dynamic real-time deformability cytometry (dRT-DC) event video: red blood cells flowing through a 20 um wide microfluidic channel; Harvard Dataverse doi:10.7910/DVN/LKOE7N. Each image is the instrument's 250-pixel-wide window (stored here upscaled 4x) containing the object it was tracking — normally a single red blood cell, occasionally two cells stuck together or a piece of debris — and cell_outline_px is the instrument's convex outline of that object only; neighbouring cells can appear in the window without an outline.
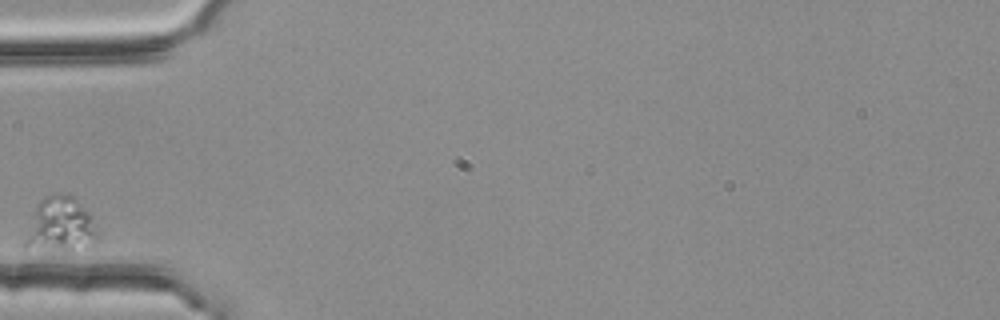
{"species": "common noctule bat (a hibernating species)", "species_latin": "Nyctalus noctula", "temperature_condition": "room temperature", "stored_images_in_passage": 1, "camera_frame_rate_fps": 3000, "um_per_image_px": 0.085, "animal": {"sex": "female", "body_mass_g": 25.1}, "frame": {"image": 1, "passage_image": 1, "time_ms": 0.0, "image_size_px": [1000, 320], "cell_outline_px": [[96, 240], [92, 244], [72, 252], [24, 252], [20, 248], [36, 208], [40, 200], [52, 192], [68, 192], [92, 216], [96, 232]], "centroid_in_image_um": [5.04, 19.2], "position_along_channel_um": 80.0, "area_um2": 24.16}}